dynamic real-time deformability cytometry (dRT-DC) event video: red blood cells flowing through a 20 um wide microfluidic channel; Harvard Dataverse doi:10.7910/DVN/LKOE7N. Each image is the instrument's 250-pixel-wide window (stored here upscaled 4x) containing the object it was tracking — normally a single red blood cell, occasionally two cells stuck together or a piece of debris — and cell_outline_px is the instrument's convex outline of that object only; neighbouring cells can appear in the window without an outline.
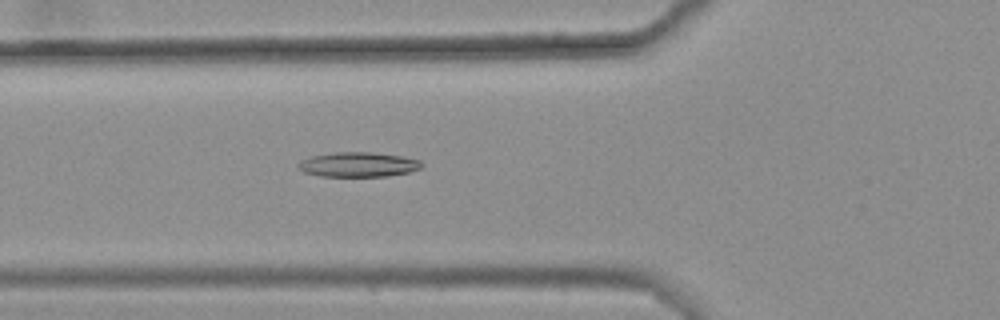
{"species": "common noctule bat (a hibernating species)", "species_latin": "Nyctalus noctula", "temperature_condition": "warm", "stored_images_in_passage": 47, "camera_frame_rate_fps": 3000, "um_per_image_px": 0.085, "animal": {"sex": "female", "body_mass_g": 25.1}, "frame": {"image": 1, "passage_image": 18, "time_ms": 5.667, "image_size_px": [1000, 320], "cell_outline_px": [[424, 164], [420, 168], [408, 172], [388, 176], [320, 176], [304, 172], [296, 168], [296, 164], [300, 160], [312, 156], [332, 152], [372, 152], [400, 156], [420, 160]], "centroid_in_image_um": [30.4, 13.98], "position_along_channel_um": 95.4, "area_um2": 17.86}}
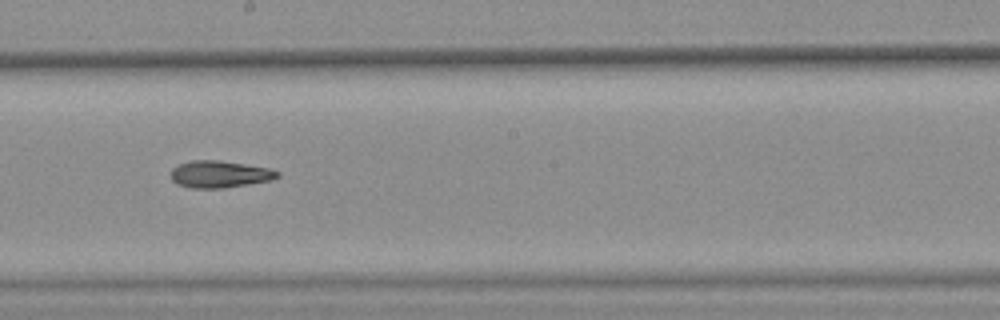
{"frame": {"image": 2, "passage_image": 29, "time_ms": 9.333, "image_size_px": [1000, 320], "cell_outline_px": [[280, 176], [272, 180], [224, 188], [192, 188], [176, 184], [172, 180], [172, 168], [180, 164], [192, 160], [220, 160], [268, 168], [280, 172]], "centroid_in_image_um": [18.68, 14.81], "position_along_channel_um": 229.5, "area_um2": 16.7}}
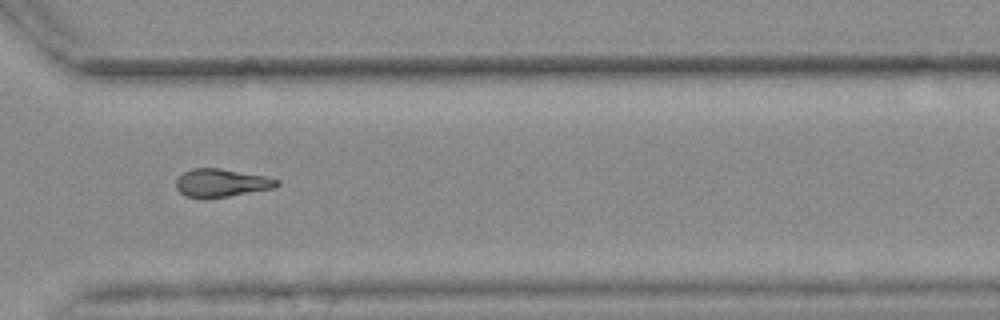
{"frame": {"image": 3, "passage_image": 39, "time_ms": 12.667, "image_size_px": [1000, 320], "cell_outline_px": [[280, 184], [276, 188], [204, 200], [200, 200], [184, 196], [176, 188], [176, 180], [184, 172], [192, 168], [220, 168], [264, 176], [280, 180]], "centroid_in_image_um": [18.8, 15.57], "position_along_channel_um": 351.8, "area_um2": 16.82}, "authors_computed_cell_mechanics": {"area_um2": 16.8198, "velocity_mm_per_s": 3.6536, "shape_relaxation_time_tau1_ms": null, "shape_relaxation_time_tau2_ms": 11.2984, "deformation_change_tau1": null, "deformation_change_tau2": 0.2467}}